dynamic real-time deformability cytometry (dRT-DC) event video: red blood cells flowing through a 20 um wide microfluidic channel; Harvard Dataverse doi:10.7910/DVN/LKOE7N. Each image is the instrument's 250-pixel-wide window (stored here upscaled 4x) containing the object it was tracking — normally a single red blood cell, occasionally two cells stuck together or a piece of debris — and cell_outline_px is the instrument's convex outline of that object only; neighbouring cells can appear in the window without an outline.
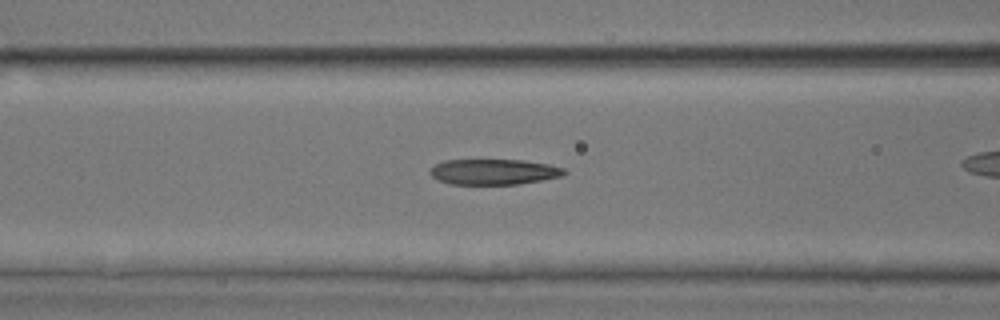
{"species": "common noctule bat (a hibernating species)", "species_latin": "Nyctalus noctula", "temperature_condition": "room temperature", "stored_images_in_passage": 35, "camera_frame_rate_fps": 3000, "um_per_image_px": 0.085, "animal": {"sex": "male", "body_mass_g": 17.9, "forearm_length_mm": 54.2}, "frame": {"image": 1, "passage_image": 16, "time_ms": 5.0, "image_size_px": [1000, 320], "cell_outline_px": [[568, 172], [560, 176], [540, 180], [516, 184], [448, 184], [436, 180], [428, 172], [428, 168], [444, 160], [524, 160], [548, 164], [564, 168]], "centroid_in_image_um": [41.9, 14.6], "position_along_channel_um": 124.7, "area_um2": 20.06}}